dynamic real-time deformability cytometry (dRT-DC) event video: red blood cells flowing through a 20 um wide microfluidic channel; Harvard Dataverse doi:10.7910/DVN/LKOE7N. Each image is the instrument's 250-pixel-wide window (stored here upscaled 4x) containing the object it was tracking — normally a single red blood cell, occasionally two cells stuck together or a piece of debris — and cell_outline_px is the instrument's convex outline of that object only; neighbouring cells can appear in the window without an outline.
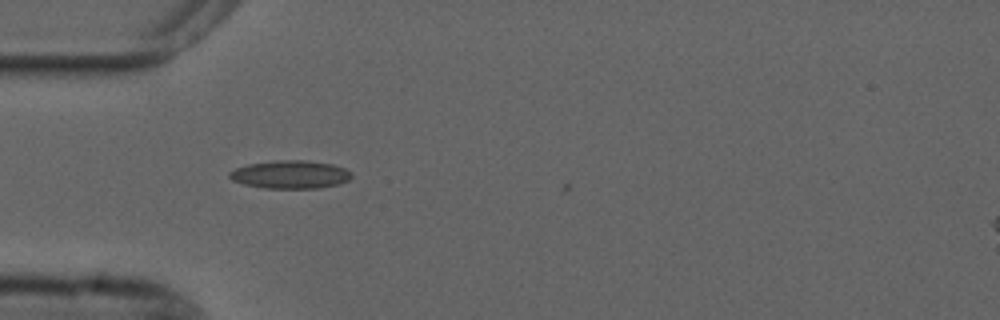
{"species": "common noctule bat (a hibernating species)", "species_latin": "Nyctalus noctula", "temperature_condition": "cold", "stored_images_in_passage": 4, "camera_frame_rate_fps": 3000, "um_per_image_px": 0.085, "animal": {"sex": "male", "forearm_length_mm": 52.5}, "frame": {"image": 1, "passage_image": 2, "time_ms": 0.333, "image_size_px": [1000, 320], "cell_outline_px": [[352, 176], [348, 180], [340, 184], [320, 188], [264, 188], [244, 184], [232, 180], [228, 176], [228, 172], [236, 168], [248, 164], [276, 160], [304, 160], [332, 164], [344, 168], [352, 172]], "centroid_in_image_um": [24.68, 14.83], "position_along_channel_um": 60.3, "area_um2": 20.06}}